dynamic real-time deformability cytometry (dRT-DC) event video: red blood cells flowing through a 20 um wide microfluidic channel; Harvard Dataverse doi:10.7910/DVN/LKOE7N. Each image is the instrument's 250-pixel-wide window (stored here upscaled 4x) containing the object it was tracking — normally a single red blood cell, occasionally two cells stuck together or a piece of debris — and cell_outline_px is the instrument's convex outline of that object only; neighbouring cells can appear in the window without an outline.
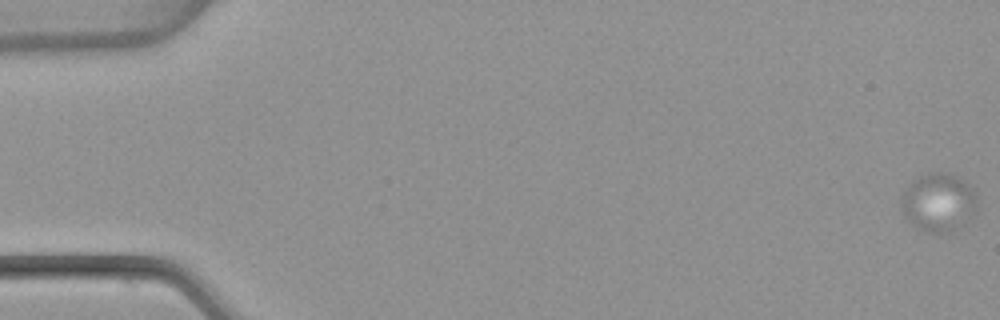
{"species": "common noctule bat (a hibernating species)", "species_latin": "Nyctalus noctula", "temperature_condition": "warm", "stored_images_in_passage": 61, "camera_frame_rate_fps": 3000, "um_per_image_px": 0.085, "animal": {"sex": "female", "body_mass_g": 22.7, "forearm_length_mm": 54.2}, "frame": {"image": 1, "passage_image": 1, "time_ms": 0.0, "image_size_px": [1000, 320], "cell_outline_px": [[976, 208], [964, 224], [952, 236], [924, 232], [916, 228], [904, 216], [900, 204], [900, 200], [904, 192], [912, 180], [920, 176], [932, 172], [944, 172], [960, 176], [972, 188], [976, 196]], "centroid_in_image_um": [79.77, 17.25], "position_along_channel_um": 5.2, "area_um2": 26.47}}
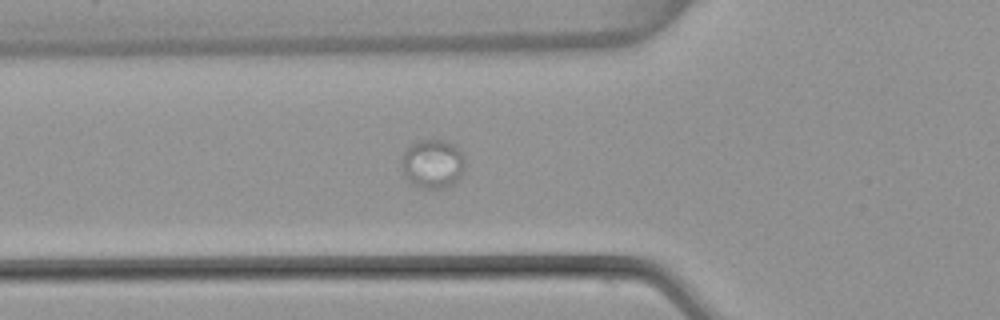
{"frame": {"image": 2, "passage_image": 23, "time_ms": 7.333, "image_size_px": [1000, 320], "cell_outline_px": [[464, 168], [460, 180], [444, 188], [424, 188], [412, 184], [404, 176], [400, 164], [400, 160], [404, 148], [416, 140], [444, 140], [456, 144], [464, 156]], "centroid_in_image_um": [36.75, 13.9], "position_along_channel_um": 89.0, "area_um2": 18.67}}
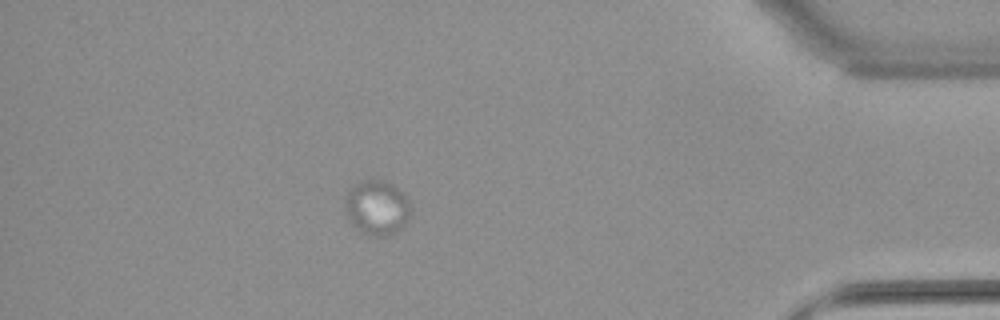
{"frame": {"image": 3, "passage_image": 54, "time_ms": 17.667, "image_size_px": [1000, 320], "cell_outline_px": [[408, 216], [404, 224], [396, 232], [388, 236], [368, 236], [360, 232], [348, 220], [344, 212], [344, 196], [360, 180], [384, 180], [392, 184], [404, 192], [408, 200]], "centroid_in_image_um": [31.98, 17.65], "position_along_channel_um": 403.2, "area_um2": 21.1}}